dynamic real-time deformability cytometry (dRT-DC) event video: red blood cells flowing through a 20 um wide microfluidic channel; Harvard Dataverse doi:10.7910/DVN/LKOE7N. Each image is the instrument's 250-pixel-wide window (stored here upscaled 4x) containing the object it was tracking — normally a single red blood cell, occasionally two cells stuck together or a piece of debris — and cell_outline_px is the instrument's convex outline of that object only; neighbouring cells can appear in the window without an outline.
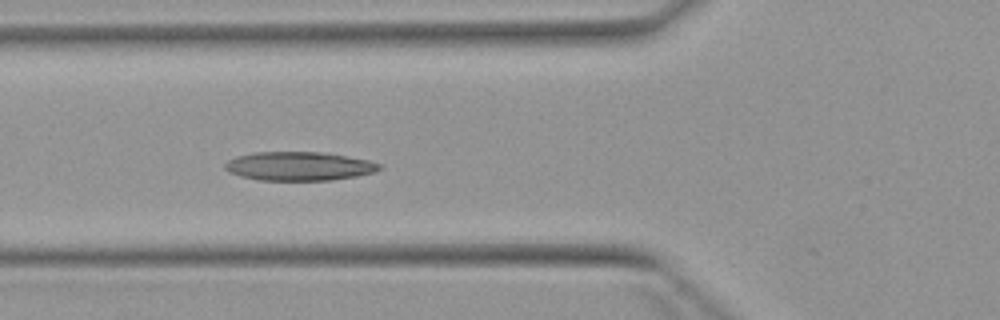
{"species": "Egyptian fruit bat (a non-hibernating species)", "species_latin": "Rousettus aegyptiacus", "temperature_condition": "warm", "stored_images_in_passage": 6, "camera_frame_rate_fps": 3000, "um_per_image_px": 0.085, "animal": {"sex": "female"}, "frame": {"image": 1, "passage_image": 5, "time_ms": 4.667, "image_size_px": [1000, 320], "cell_outline_px": [[384, 168], [376, 172], [356, 176], [332, 180], [260, 180], [240, 176], [228, 172], [224, 168], [224, 164], [228, 160], [236, 156], [252, 152], [328, 152], [368, 160], [384, 164]], "centroid_in_image_um": [25.46, 14.12], "position_along_channel_um": 100.3, "area_um2": 26.3}}
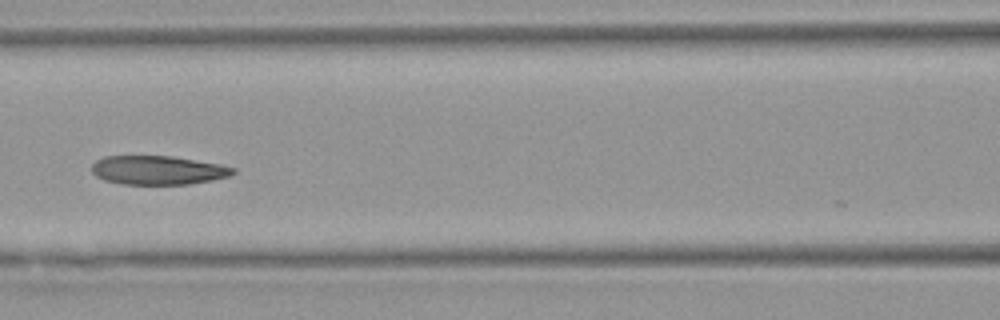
{"frame": {"image": 2, "passage_image": 6, "time_ms": 6.0, "image_size_px": [1000, 320], "cell_outline_px": [[236, 172], [228, 176], [212, 180], [188, 184], [124, 184], [104, 180], [96, 176], [92, 172], [92, 164], [96, 160], [104, 156], [172, 156], [220, 164], [236, 168]], "centroid_in_image_um": [13.42, 14.46], "position_along_channel_um": 153.2, "area_um2": 23.76}}